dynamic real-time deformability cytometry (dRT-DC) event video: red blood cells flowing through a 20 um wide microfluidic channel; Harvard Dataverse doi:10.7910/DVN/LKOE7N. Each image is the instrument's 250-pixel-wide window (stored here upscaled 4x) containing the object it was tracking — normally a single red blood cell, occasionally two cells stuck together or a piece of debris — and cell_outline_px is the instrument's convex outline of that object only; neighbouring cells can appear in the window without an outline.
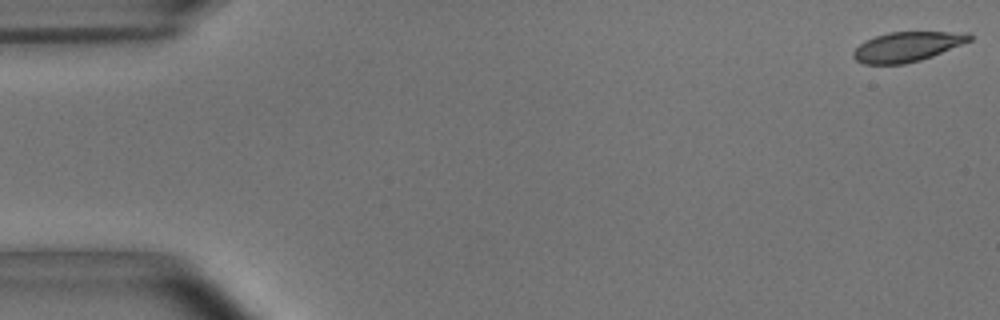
{"species": "common noctule bat (a hibernating species)", "species_latin": "Nyctalus noctula", "temperature_condition": "room temperature", "stored_images_in_passage": 54, "camera_frame_rate_fps": 3000, "um_per_image_px": 0.085, "animal": {"sex": "male", "body_mass_g": 15.6}, "frame": {"image": 1, "passage_image": 1, "time_ms": 0.0, "image_size_px": [1000, 320], "cell_outline_px": [[972, 40], [932, 56], [920, 60], [904, 64], [864, 64], [856, 60], [852, 56], [852, 52], [860, 44], [876, 36], [888, 32], [968, 32], [972, 36]], "centroid_in_image_um": [77.11, 3.97], "position_along_channel_um": 7.9, "area_um2": 20.0}}
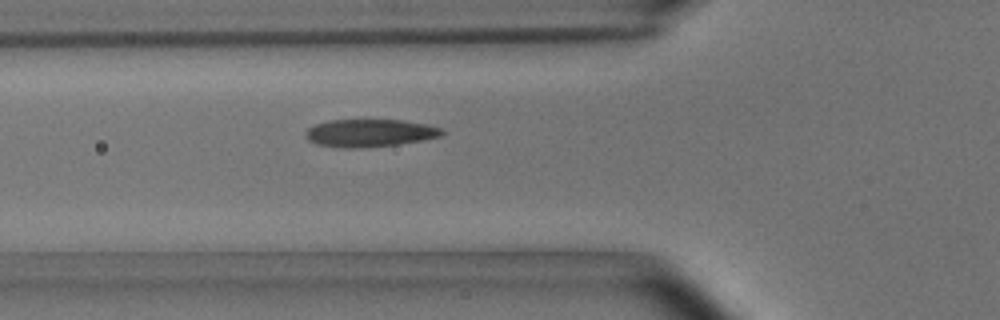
{"frame": {"image": 2, "passage_image": 19, "time_ms": 6.0, "image_size_px": [1000, 320], "cell_outline_px": [[448, 132], [440, 136], [424, 140], [396, 144], [360, 148], [340, 148], [316, 144], [308, 140], [304, 136], [304, 132], [308, 128], [316, 124], [328, 120], [400, 120], [428, 124], [444, 128]], "centroid_in_image_um": [31.45, 11.3], "position_along_channel_um": 94.4, "area_um2": 22.25}}
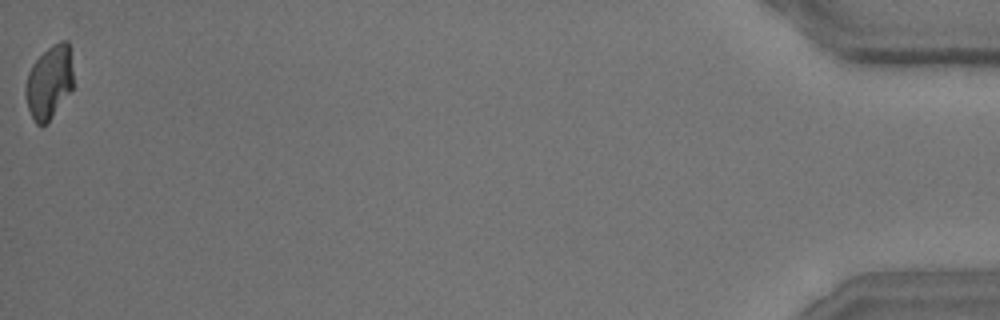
{"frame": {"image": 3, "passage_image": 54, "time_ms": 17.667, "image_size_px": [1000, 320], "cell_outline_px": [[72, 88], [48, 124], [36, 124], [28, 108], [24, 92], [24, 88], [28, 72], [32, 64], [52, 44], [60, 40], [68, 40], [72, 72]], "centroid_in_image_um": [4.16, 6.99], "position_along_channel_um": 431.0, "area_um2": 20.29}, "authors_computed_cell_mechanics": {"area_um2": 21.8484, "velocity_mm_per_s": 3.6821, "shape_relaxation_time_tau1_ms": 3.2483, "shape_relaxation_time_tau2_ms": 1.4726, "deformation_change_tau1": 0.1286, "deformation_change_tau2": 0.0691}}